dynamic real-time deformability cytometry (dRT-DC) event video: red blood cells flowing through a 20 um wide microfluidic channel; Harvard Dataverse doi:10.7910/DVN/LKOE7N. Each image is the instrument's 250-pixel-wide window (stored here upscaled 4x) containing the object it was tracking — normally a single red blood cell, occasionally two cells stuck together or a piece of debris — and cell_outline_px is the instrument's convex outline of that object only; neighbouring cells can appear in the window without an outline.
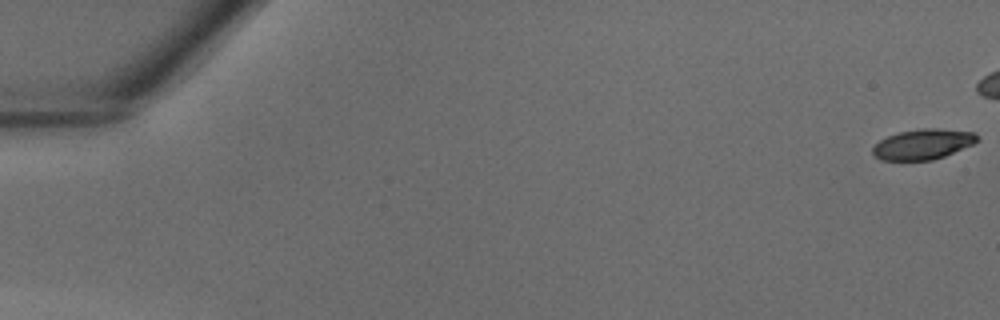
{"species": "common noctule bat (a hibernating species)", "species_latin": "Nyctalus noctula", "temperature_condition": "warm", "stored_images_in_passage": 20, "camera_frame_rate_fps": 3000, "um_per_image_px": 0.085, "animal": {"sex": "male", "body_mass_g": 18.8}, "frame": {"image": 1, "passage_image": 1, "time_ms": 0.0, "image_size_px": [1000, 320], "cell_outline_px": [[980, 140], [972, 144], [944, 156], [932, 160], [880, 160], [872, 152], [872, 148], [880, 140], [888, 136], [900, 132], [920, 128], [940, 128], [976, 132], [980, 136]], "centroid_in_image_um": [78.49, 12.24], "position_along_channel_um": 6.5, "area_um2": 18.5}}
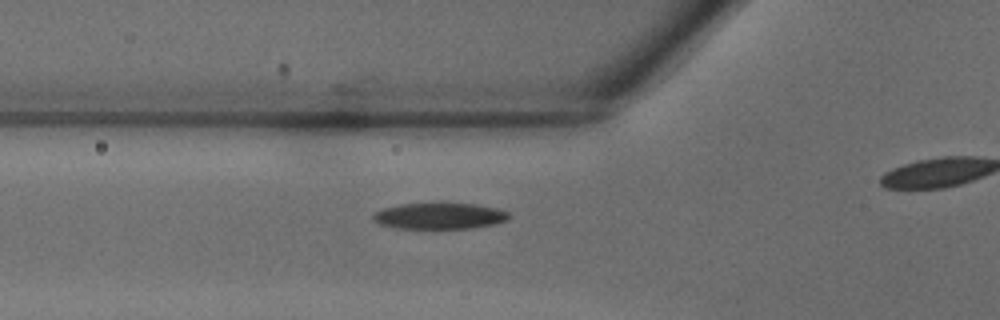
{"frame": {"image": 2, "passage_image": 16, "time_ms": 5.0, "image_size_px": [1000, 320], "cell_outline_px": [[508, 220], [496, 224], [472, 228], [396, 228], [380, 224], [372, 220], [372, 212], [384, 208], [400, 204], [440, 200], [476, 204], [496, 208], [508, 212]], "centroid_in_image_um": [37.33, 18.31], "position_along_channel_um": 88.5, "area_um2": 21.68}}
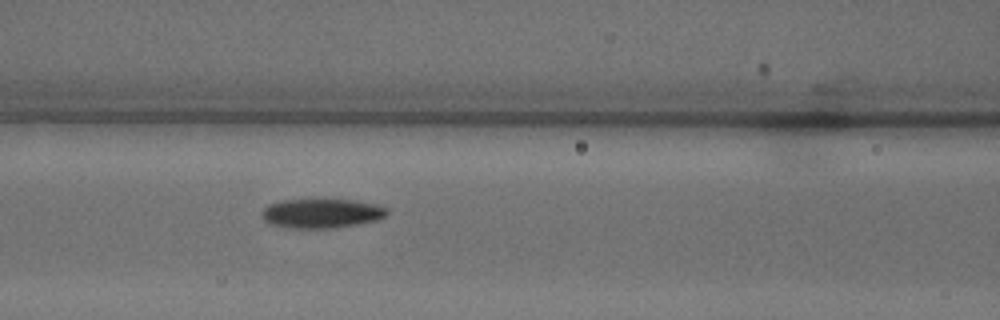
{"frame": {"image": 3, "passage_image": 19, "time_ms": 6.0, "image_size_px": [1000, 320], "cell_outline_px": [[388, 212], [384, 216], [376, 220], [356, 224], [332, 228], [288, 228], [268, 224], [260, 216], [260, 212], [268, 204], [280, 200], [352, 200], [372, 204], [384, 208]], "centroid_in_image_um": [27.21, 18.14], "position_along_channel_um": 139.4, "area_um2": 21.21}}